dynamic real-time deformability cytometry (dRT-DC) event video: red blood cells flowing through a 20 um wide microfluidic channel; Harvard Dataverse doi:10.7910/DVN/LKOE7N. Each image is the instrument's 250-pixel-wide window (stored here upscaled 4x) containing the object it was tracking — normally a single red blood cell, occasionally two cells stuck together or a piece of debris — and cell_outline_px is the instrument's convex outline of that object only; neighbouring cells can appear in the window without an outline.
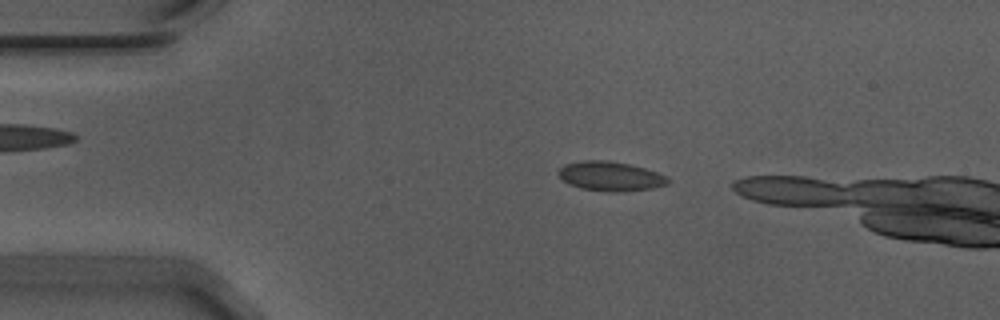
{"species": "Egyptian fruit bat (a non-hibernating species)", "species_latin": "Rousettus aegyptiacus", "temperature_condition": "warm", "stored_images_in_passage": 10, "camera_frame_rate_fps": 3000, "um_per_image_px": 0.085, "animal": {"sex": "male"}, "frame": {"image": 1, "passage_image": 6, "time_ms": 1.667, "image_size_px": [1000, 320], "cell_outline_px": [[668, 184], [652, 188], [620, 192], [612, 192], [580, 188], [568, 184], [560, 176], [560, 168], [564, 164], [584, 160], [604, 160], [628, 164], [644, 168], [656, 172], [664, 176], [668, 180]], "centroid_in_image_um": [51.86, 14.98], "position_along_channel_um": 33.1, "area_um2": 18.44}}